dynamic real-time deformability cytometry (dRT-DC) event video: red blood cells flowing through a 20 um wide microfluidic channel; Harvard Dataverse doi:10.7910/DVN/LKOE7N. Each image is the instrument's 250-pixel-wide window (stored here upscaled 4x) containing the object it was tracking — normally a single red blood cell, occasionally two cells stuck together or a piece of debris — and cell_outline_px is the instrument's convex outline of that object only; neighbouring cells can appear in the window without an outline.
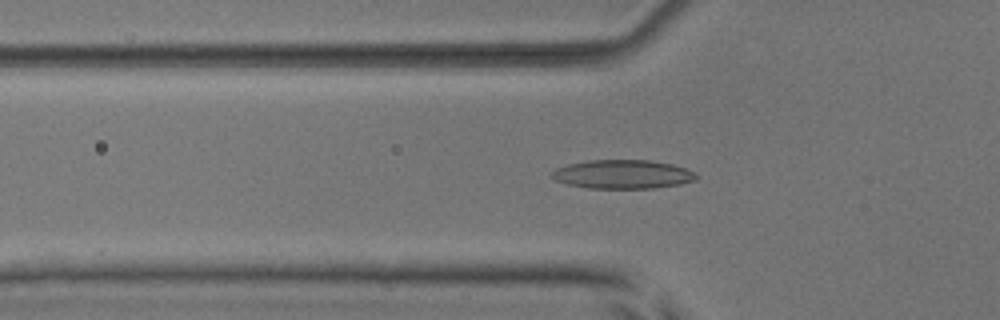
{"species": "common noctule bat (a hibernating species)", "species_latin": "Nyctalus noctula", "temperature_condition": "room temperature", "stored_images_in_passage": 53, "camera_frame_rate_fps": 3000, "um_per_image_px": 0.085, "animal": {"sex": "male", "body_mass_g": 17.9, "forearm_length_mm": 54.2}, "frame": {"image": 1, "passage_image": 18, "time_ms": 5.667, "image_size_px": [1000, 320], "cell_outline_px": [[696, 180], [680, 184], [652, 188], [588, 188], [568, 184], [556, 180], [548, 172], [556, 168], [568, 164], [588, 160], [652, 160], [672, 164], [684, 168], [692, 172], [696, 176]], "centroid_in_image_um": [52.89, 14.81], "position_along_channel_um": 72.9, "area_um2": 24.16}}
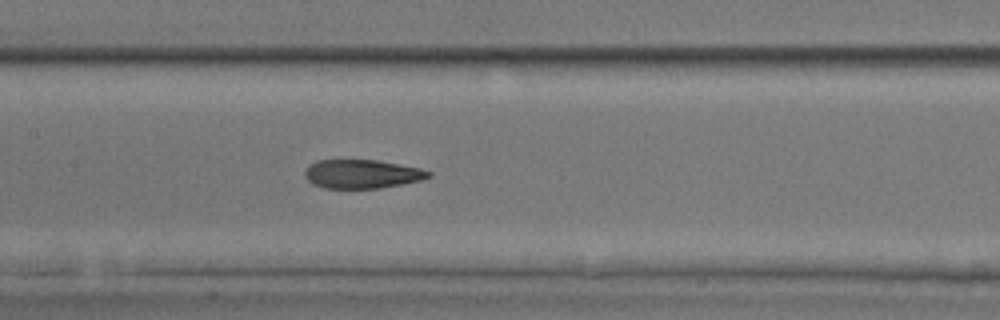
{"frame": {"image": 2, "passage_image": 26, "time_ms": 8.333, "image_size_px": [1000, 320], "cell_outline_px": [[432, 176], [420, 180], [380, 188], [324, 188], [312, 184], [304, 176], [304, 168], [308, 164], [316, 160], [376, 160], [420, 168], [432, 172]], "centroid_in_image_um": [30.71, 14.78], "position_along_channel_um": 176.7, "area_um2": 20.81}}
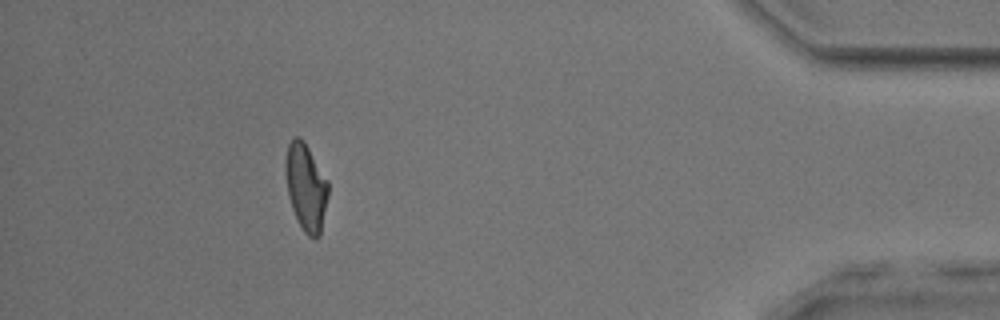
{"frame": {"image": 3, "passage_image": 48, "time_ms": 15.667, "image_size_px": [1000, 320], "cell_outline_px": [[328, 196], [320, 236], [316, 240], [308, 236], [304, 232], [292, 208], [288, 196], [284, 172], [284, 164], [288, 144], [292, 136], [300, 136], [304, 140], [328, 180]], "centroid_in_image_um": [25.99, 15.87], "position_along_channel_um": 409.2, "area_um2": 22.02}}